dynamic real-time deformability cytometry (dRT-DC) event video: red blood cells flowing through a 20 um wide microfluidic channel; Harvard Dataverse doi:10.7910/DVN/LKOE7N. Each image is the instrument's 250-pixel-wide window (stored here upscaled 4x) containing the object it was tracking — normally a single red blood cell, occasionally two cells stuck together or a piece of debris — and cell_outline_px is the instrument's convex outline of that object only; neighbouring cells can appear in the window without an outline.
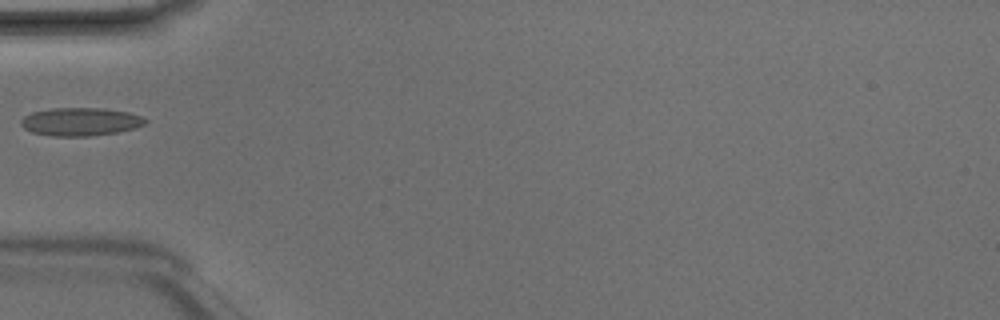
{"species": "Egyptian fruit bat (a non-hibernating species)", "species_latin": "Rousettus aegyptiacus", "temperature_condition": "room temperature", "stored_images_in_passage": 5, "camera_frame_rate_fps": 3000, "um_per_image_px": 0.085, "animal": {"sex": "male"}, "frame": {"image": 1, "passage_image": 5, "time_ms": 1.333, "image_size_px": [1000, 320], "cell_outline_px": [[148, 120], [144, 124], [136, 128], [116, 132], [88, 136], [52, 136], [32, 132], [24, 128], [20, 124], [20, 120], [24, 116], [32, 112], [52, 108], [104, 108], [128, 112], [144, 116]], "centroid_in_image_um": [6.85, 10.34], "position_along_channel_um": 78.2, "area_um2": 20.46}}